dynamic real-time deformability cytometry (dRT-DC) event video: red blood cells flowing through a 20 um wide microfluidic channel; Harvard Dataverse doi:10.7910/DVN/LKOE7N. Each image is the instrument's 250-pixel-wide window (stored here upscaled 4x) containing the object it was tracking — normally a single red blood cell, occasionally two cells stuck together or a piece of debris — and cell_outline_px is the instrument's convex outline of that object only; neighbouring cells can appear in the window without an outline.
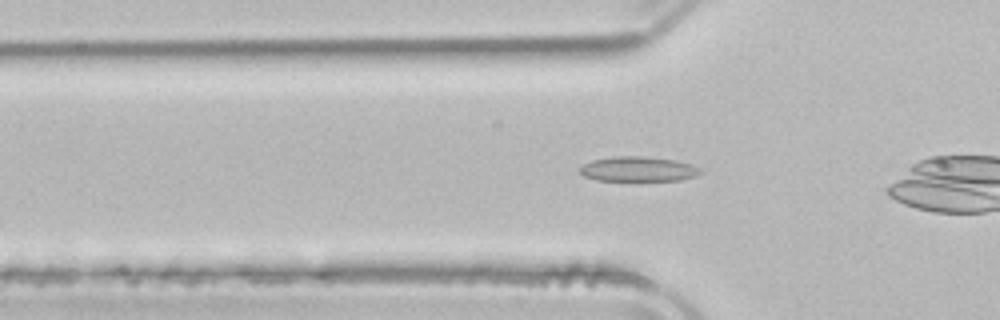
{"species": "common noctule bat (a hibernating species)", "species_latin": "Nyctalus noctula", "temperature_condition": "room temperature", "stored_images_in_passage": 36, "camera_frame_rate_fps": 3000, "um_per_image_px": 0.085, "animal": {"sex": "male", "body_mass_g": 21.5, "forearm_length_mm": 52.0}, "frame": {"image": 1, "passage_image": 11, "time_ms": 3.333, "image_size_px": [1000, 320], "cell_outline_px": [[704, 172], [696, 176], [680, 180], [596, 180], [584, 176], [580, 172], [580, 168], [584, 164], [592, 160], [612, 156], [648, 156], [676, 160], [692, 164], [700, 168]], "centroid_in_image_um": [54.29, 14.36], "position_along_channel_um": 71.5, "area_um2": 17.57}}
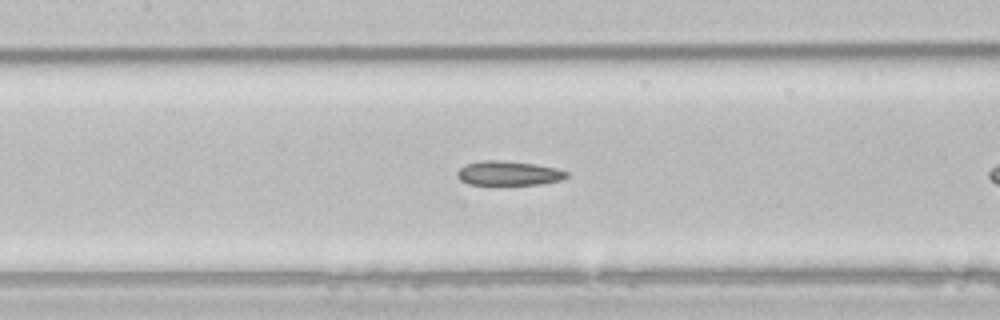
{"frame": {"image": 2, "passage_image": 18, "time_ms": 5.667, "image_size_px": [1000, 320], "cell_outline_px": [[572, 176], [560, 180], [540, 184], [468, 184], [460, 180], [456, 176], [456, 172], [464, 164], [484, 160], [500, 160], [536, 164], [556, 168], [572, 172]], "centroid_in_image_um": [43.27, 14.71], "position_along_channel_um": 164.1, "area_um2": 15.72}}
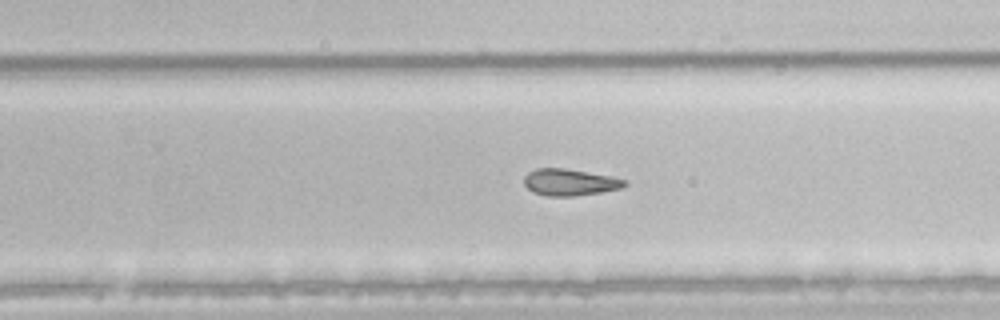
{"frame": {"image": 3, "passage_image": 27, "time_ms": 8.667, "image_size_px": [1000, 320], "cell_outline_px": [[628, 184], [620, 188], [600, 192], [572, 196], [544, 196], [532, 192], [524, 184], [524, 176], [528, 172], [536, 168], [564, 168], [612, 176], [628, 180]], "centroid_in_image_um": [48.42, 15.49], "position_along_channel_um": 281.4, "area_um2": 15.72}}